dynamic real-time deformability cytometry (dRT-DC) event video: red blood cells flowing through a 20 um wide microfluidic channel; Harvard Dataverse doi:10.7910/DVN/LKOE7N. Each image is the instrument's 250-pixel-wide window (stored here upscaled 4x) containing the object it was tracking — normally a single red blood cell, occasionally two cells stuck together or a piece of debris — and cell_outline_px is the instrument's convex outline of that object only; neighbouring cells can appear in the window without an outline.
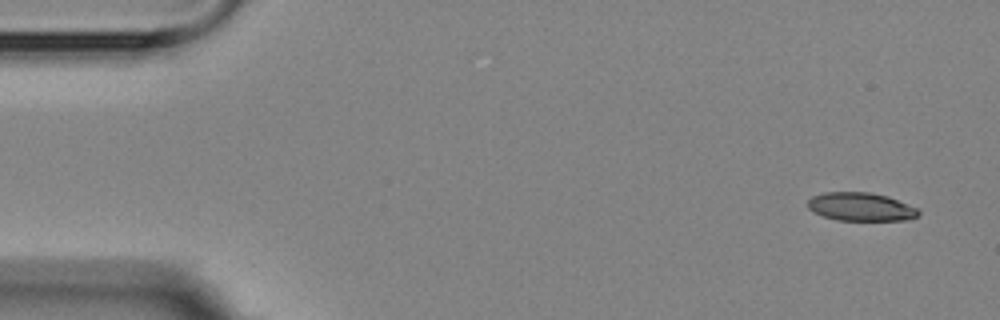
{"species": "Egyptian fruit bat (a non-hibernating species)", "species_latin": "Rousettus aegyptiacus", "temperature_condition": "room temperature", "stored_images_in_passage": 8, "camera_frame_rate_fps": 3000, "um_per_image_px": 0.085, "animal": {"sex": "female"}, "frame": {"image": 1, "passage_image": 1, "time_ms": 0.0, "image_size_px": [1000, 320], "cell_outline_px": [[920, 216], [908, 220], [836, 220], [812, 212], [808, 208], [808, 200], [812, 196], [824, 192], [868, 192], [888, 196], [920, 208]], "centroid_in_image_um": [73.21, 17.58], "position_along_channel_um": 11.8, "area_um2": 18.55}}
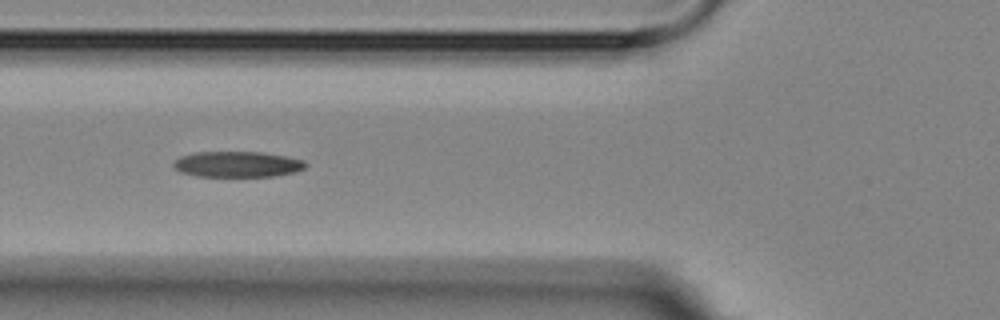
{"frame": {"image": 2, "passage_image": 6, "time_ms": 5.667, "image_size_px": [1000, 320], "cell_outline_px": [[308, 164], [304, 168], [292, 172], [272, 176], [196, 176], [180, 172], [172, 164], [180, 156], [196, 152], [264, 152], [288, 156], [304, 160]], "centroid_in_image_um": [20.18, 13.95], "position_along_channel_um": 105.6, "area_um2": 19.77}}
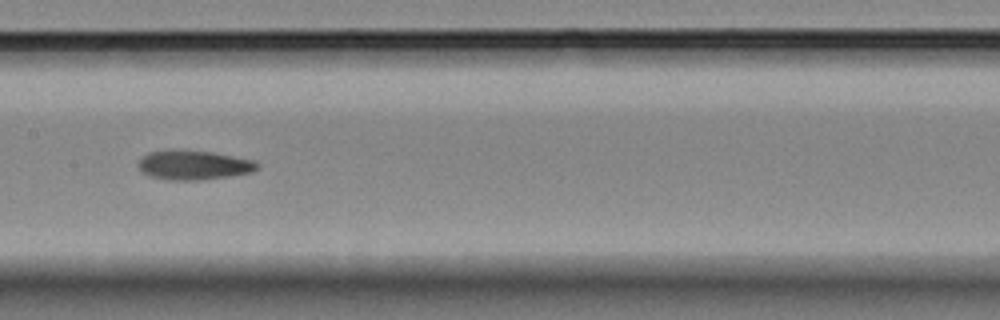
{"frame": {"image": 3, "passage_image": 8, "time_ms": 8.0, "image_size_px": [1000, 320], "cell_outline_px": [[260, 168], [252, 172], [232, 176], [200, 180], [168, 180], [148, 176], [136, 164], [148, 152], [212, 152], [256, 160], [260, 164]], "centroid_in_image_um": [16.56, 14.07], "position_along_channel_um": 190.8, "area_um2": 19.94}}